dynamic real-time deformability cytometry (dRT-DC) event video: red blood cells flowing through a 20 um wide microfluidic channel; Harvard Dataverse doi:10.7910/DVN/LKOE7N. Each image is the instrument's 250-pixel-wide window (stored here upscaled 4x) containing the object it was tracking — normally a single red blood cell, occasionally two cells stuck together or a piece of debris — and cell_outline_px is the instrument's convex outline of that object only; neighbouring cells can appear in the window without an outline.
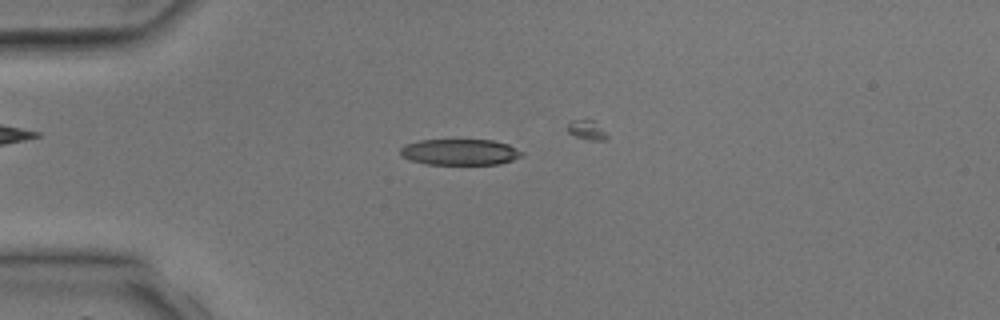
{"species": "common noctule bat (a hibernating species)", "species_latin": "Nyctalus noctula", "temperature_condition": "room temperature", "stored_images_in_passage": 4, "camera_frame_rate_fps": 3000, "um_per_image_px": 0.085, "animal": {"sex": "male", "body_mass_g": 17.9, "forearm_length_mm": 54.2}, "frame": {"image": 1, "passage_image": 2, "time_ms": 1.0, "image_size_px": [1000, 320], "cell_outline_px": [[524, 156], [500, 164], [428, 164], [408, 160], [400, 156], [400, 148], [404, 144], [420, 140], [492, 140], [508, 144], [524, 152]], "centroid_in_image_um": [39.08, 12.92], "position_along_channel_um": 45.9, "area_um2": 18.61}}